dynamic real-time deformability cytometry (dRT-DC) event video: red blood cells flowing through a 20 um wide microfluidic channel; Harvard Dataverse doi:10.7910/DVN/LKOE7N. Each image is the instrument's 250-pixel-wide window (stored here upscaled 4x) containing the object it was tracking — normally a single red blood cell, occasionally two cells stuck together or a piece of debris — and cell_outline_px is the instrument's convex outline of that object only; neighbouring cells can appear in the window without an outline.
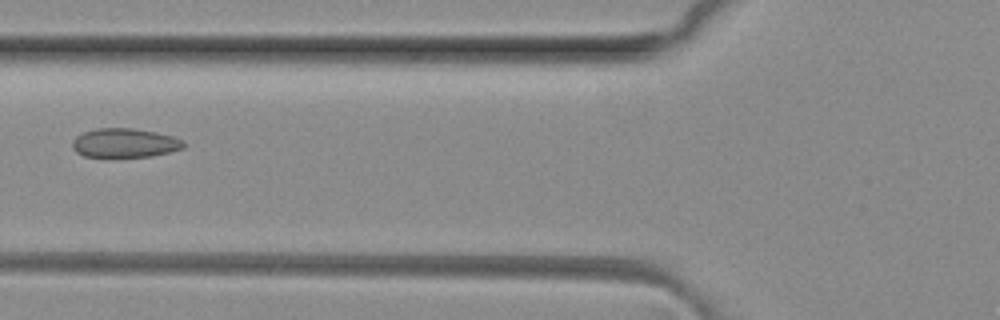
{"species": "common noctule bat (a hibernating species)", "species_latin": "Nyctalus noctula", "temperature_condition": "room temperature", "stored_images_in_passage": 6, "camera_frame_rate_fps": 3000, "um_per_image_px": 0.085, "animal": {"sex": "female", "body_mass_g": 29.2, "forearm_length_mm": 56.3}, "frame": {"image": 1, "passage_image": 5, "time_ms": 1.333, "image_size_px": [1000, 320], "cell_outline_px": [[184, 148], [152, 156], [84, 156], [76, 152], [72, 148], [72, 140], [76, 136], [84, 132], [96, 128], [132, 128], [156, 132], [172, 136], [180, 140], [184, 144]], "centroid_in_image_um": [10.56, 12.14], "position_along_channel_um": 115.2, "area_um2": 18.61}}
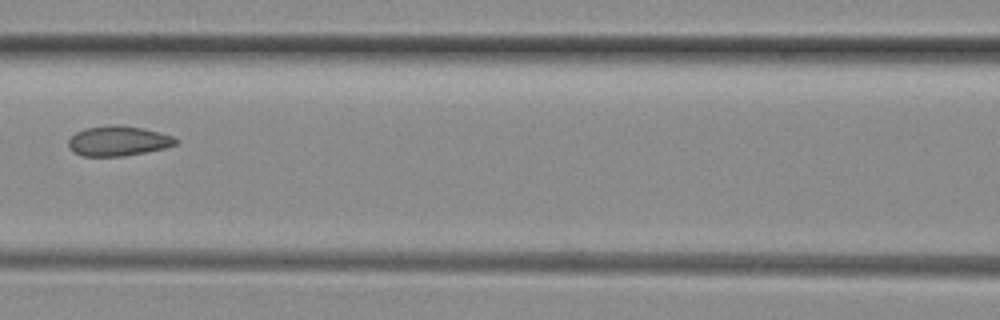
{"frame": {"image": 2, "passage_image": 6, "time_ms": 1.667, "image_size_px": [1000, 320], "cell_outline_px": [[176, 144], [164, 148], [124, 156], [80, 156], [72, 152], [68, 144], [68, 140], [76, 132], [84, 128], [112, 124], [120, 124], [144, 128], [160, 132], [172, 136], [176, 140]], "centroid_in_image_um": [10.0, 11.97], "position_along_channel_um": 156.6, "area_um2": 18.84}}